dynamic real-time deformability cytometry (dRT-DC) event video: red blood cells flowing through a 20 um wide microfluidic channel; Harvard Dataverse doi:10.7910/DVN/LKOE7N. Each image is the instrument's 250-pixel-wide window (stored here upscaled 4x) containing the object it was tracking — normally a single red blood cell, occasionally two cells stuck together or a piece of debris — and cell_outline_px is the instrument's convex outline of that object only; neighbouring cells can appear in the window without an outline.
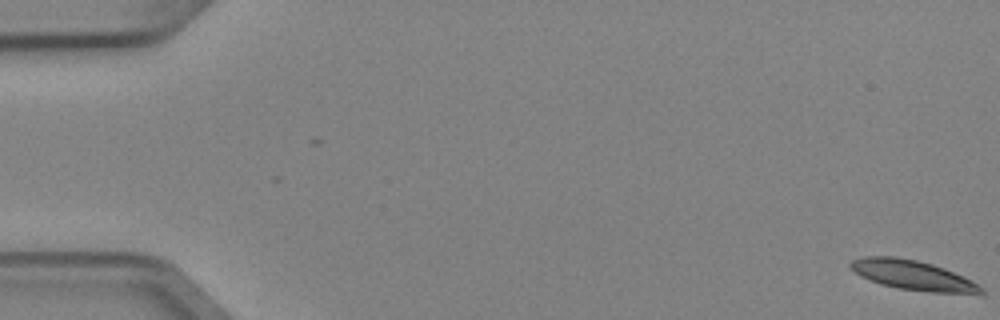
{"species": "Egyptian fruit bat (a non-hibernating species)", "species_latin": "Rousettus aegyptiacus", "temperature_condition": "cold", "stored_images_in_passage": 5, "camera_frame_rate_fps": 3000, "um_per_image_px": 0.085, "animal": {"sex": "female"}, "frame": {"image": 1, "passage_image": 1, "time_ms": 0.0, "image_size_px": [1000, 320], "cell_outline_px": [[984, 292], [980, 296], [928, 292], [900, 288], [880, 284], [860, 276], [848, 264], [852, 260], [864, 256], [892, 256], [916, 260], [932, 264], [944, 268], [972, 280], [984, 288]], "centroid_in_image_um": [77.69, 23.43], "position_along_channel_um": 7.3, "area_um2": 22.95}}
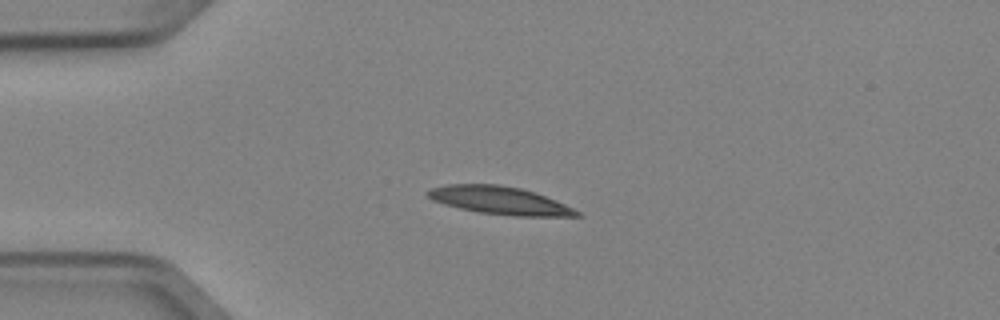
{"frame": {"image": 2, "passage_image": 4, "time_ms": 1.0, "image_size_px": [1000, 320], "cell_outline_px": [[580, 216], [516, 216], [476, 212], [444, 204], [432, 200], [424, 196], [424, 192], [432, 188], [448, 184], [496, 184], [520, 188], [556, 200], [580, 212]], "centroid_in_image_um": [42.4, 17.03], "position_along_channel_um": 42.6, "area_um2": 24.04}}